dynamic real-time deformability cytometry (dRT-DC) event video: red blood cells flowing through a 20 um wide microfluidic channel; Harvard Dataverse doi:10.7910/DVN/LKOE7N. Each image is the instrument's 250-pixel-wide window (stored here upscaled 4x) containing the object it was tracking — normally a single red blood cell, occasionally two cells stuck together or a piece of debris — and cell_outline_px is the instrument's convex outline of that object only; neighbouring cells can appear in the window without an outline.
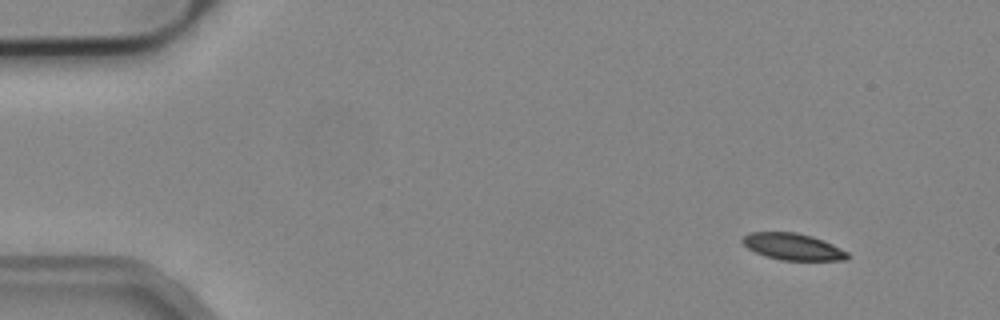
{"species": "common noctule bat (a hibernating species)", "species_latin": "Nyctalus noctula", "temperature_condition": "cold", "stored_images_in_passage": 50, "camera_frame_rate_fps": 3000, "um_per_image_px": 0.085, "animal": {"sex": "male", "body_mass_g": 19.2, "forearm_length_mm": 51.8}, "frame": {"image": 1, "passage_image": 1, "time_ms": 0.0, "image_size_px": [1000, 320], "cell_outline_px": [[848, 260], [780, 260], [764, 256], [748, 248], [740, 240], [748, 232], [796, 232], [812, 236], [832, 244], [848, 252]], "centroid_in_image_um": [67.37, 20.96], "position_along_channel_um": 17.6, "area_um2": 16.3}}
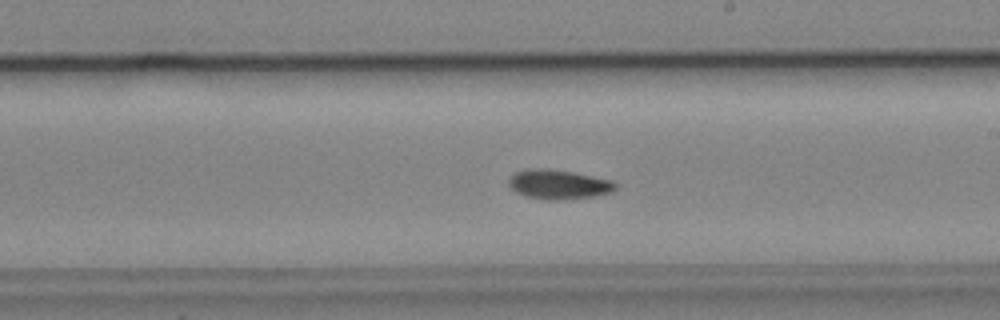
{"frame": {"image": 2, "passage_image": 27, "time_ms": 8.667, "image_size_px": [1000, 320], "cell_outline_px": [[620, 184], [612, 192], [596, 196], [556, 200], [548, 200], [524, 196], [516, 192], [508, 184], [508, 180], [516, 172], [528, 168], [548, 168], [572, 172], [616, 180]], "centroid_in_image_um": [47.54, 15.67], "position_along_channel_um": 241.5, "area_um2": 18.61}}
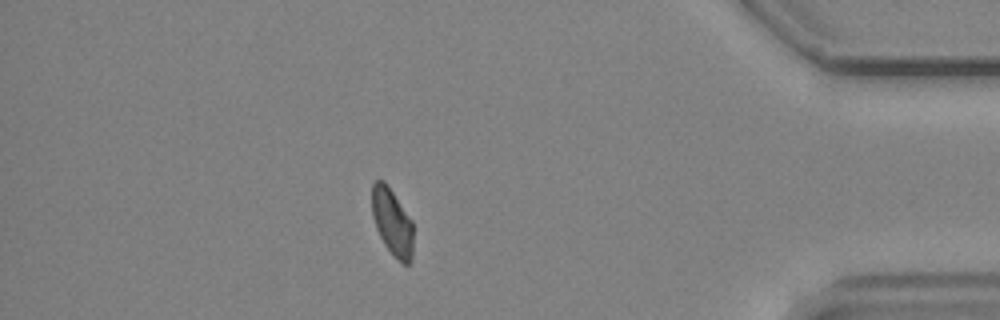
{"frame": {"image": 3, "passage_image": 43, "time_ms": 14.0, "image_size_px": [1000, 320], "cell_outline_px": [[412, 260], [408, 264], [404, 264], [384, 244], [376, 228], [372, 216], [372, 184], [376, 180], [384, 180], [412, 220]], "centroid_in_image_um": [33.32, 18.84], "position_along_channel_um": 401.9, "area_um2": 15.84}, "authors_computed_cell_mechanics": {"area_um2": 17.3689, "velocity_mm_per_s": 3.7867, "shape_relaxation_time_tau1_ms": 8.2248, "shape_relaxation_time_tau2_ms": 8.2782, "deformation_change_tau1": 0.1331, "deformation_change_tau2": 0.1296}}